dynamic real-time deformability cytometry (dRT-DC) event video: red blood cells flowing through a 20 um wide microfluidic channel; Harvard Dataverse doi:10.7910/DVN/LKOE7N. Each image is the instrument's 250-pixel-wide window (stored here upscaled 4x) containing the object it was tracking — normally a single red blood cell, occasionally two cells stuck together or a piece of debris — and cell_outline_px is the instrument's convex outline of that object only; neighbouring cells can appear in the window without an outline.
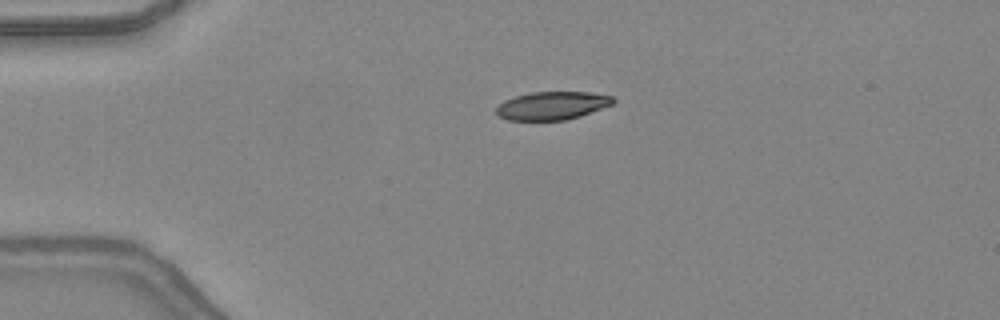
{"species": "common noctule bat (a hibernating species)", "species_latin": "Nyctalus noctula", "temperature_condition": "warm", "stored_images_in_passage": 39, "camera_frame_rate_fps": 3000, "um_per_image_px": 0.085, "animal": {"sex": "female", "body_mass_g": 24.6, "forearm_length_mm": 56.2}, "frame": {"image": 1, "passage_image": 3, "time_ms": 0.667, "image_size_px": [1000, 320], "cell_outline_px": [[616, 100], [612, 104], [580, 116], [564, 120], [508, 120], [496, 116], [496, 108], [504, 100], [516, 96], [532, 92], [588, 92], [612, 96]], "centroid_in_image_um": [46.9, 8.98], "position_along_channel_um": 38.1, "area_um2": 19.07}}
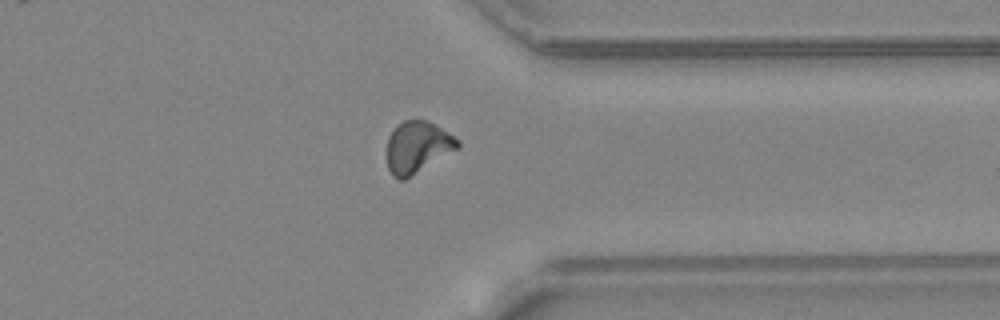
{"frame": {"image": 2, "passage_image": 29, "time_ms": 9.333, "image_size_px": [1000, 320], "cell_outline_px": [[460, 148], [404, 180], [400, 180], [392, 176], [388, 168], [388, 136], [396, 124], [404, 120], [428, 120], [448, 132], [460, 140]], "centroid_in_image_um": [35.5, 12.5], "position_along_channel_um": 375.9, "area_um2": 21.44}}
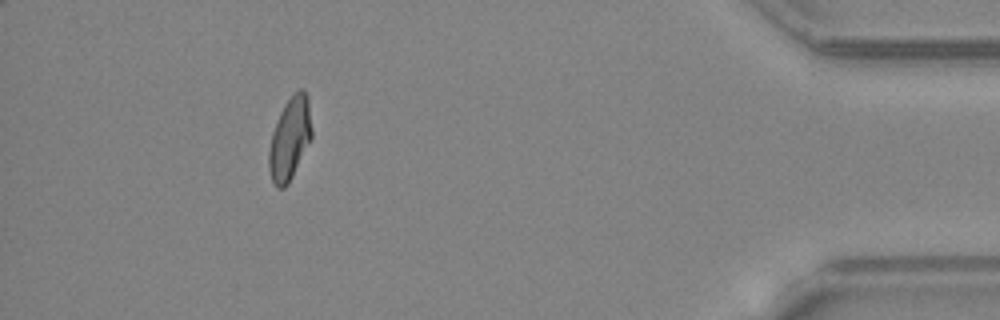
{"frame": {"image": 3, "passage_image": 35, "time_ms": 11.333, "image_size_px": [1000, 320], "cell_outline_px": [[312, 136], [288, 184], [284, 188], [276, 188], [272, 180], [268, 168], [268, 152], [272, 132], [280, 112], [284, 104], [300, 88], [304, 88], [308, 96], [312, 128]], "centroid_in_image_um": [24.63, 11.77], "position_along_channel_um": 410.6, "area_um2": 20.52}, "authors_computed_cell_mechanics": {"area_um2": 20.519, "velocity_mm_per_s": 4.3753, "shape_relaxation_time_tau1_ms": null, "shape_relaxation_time_tau2_ms": 2.8671, "deformation_change_tau1": null, "deformation_change_tau2": 0.0867}}